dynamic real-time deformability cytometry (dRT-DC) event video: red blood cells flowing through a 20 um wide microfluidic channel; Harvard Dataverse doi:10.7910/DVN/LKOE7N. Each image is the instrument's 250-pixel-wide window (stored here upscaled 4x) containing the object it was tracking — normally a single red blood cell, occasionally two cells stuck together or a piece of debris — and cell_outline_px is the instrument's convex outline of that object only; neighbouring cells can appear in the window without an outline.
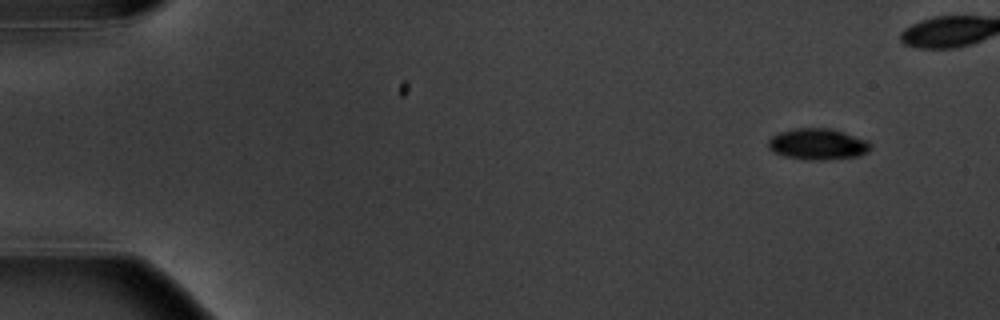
{"species": "common noctule bat (a hibernating species)", "species_latin": "Nyctalus noctula", "temperature_condition": "warm", "stored_images_in_passage": 7, "camera_frame_rate_fps": 3000, "um_per_image_px": 0.085, "animal": {"sex": "male", "body_mass_g": 20.1, "forearm_length_mm": 53.5}, "frame": {"image": 1, "passage_image": 1, "time_ms": 0.0, "image_size_px": [1000, 320], "cell_outline_px": [[872, 148], [868, 152], [856, 156], [824, 160], [816, 160], [784, 156], [768, 148], [768, 140], [772, 136], [780, 132], [796, 128], [832, 128], [868, 140], [872, 144]], "centroid_in_image_um": [69.55, 12.24], "position_along_channel_um": 15.5, "area_um2": 18.55}}